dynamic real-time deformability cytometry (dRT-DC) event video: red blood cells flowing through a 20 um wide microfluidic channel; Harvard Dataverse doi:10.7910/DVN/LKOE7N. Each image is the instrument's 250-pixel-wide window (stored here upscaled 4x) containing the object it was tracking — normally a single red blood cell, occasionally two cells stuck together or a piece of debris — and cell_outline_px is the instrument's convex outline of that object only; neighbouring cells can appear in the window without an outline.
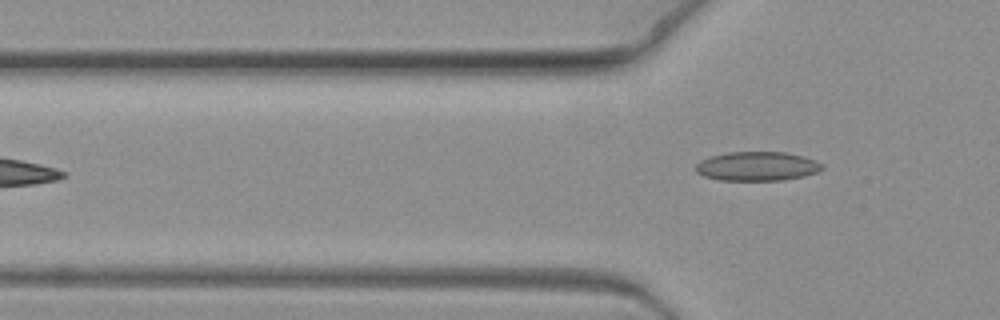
{"species": "common noctule bat (a hibernating species)", "species_latin": "Nyctalus noctula", "temperature_condition": "warm", "stored_images_in_passage": 8, "camera_frame_rate_fps": 3000, "um_per_image_px": 0.085, "animal": {"sex": "female", "body_mass_g": 19.3, "forearm_length_mm": 54.1}, "frame": {"image": 1, "passage_image": 8, "time_ms": 2.333, "image_size_px": [1000, 320], "cell_outline_px": [[824, 168], [816, 172], [804, 176], [784, 180], [720, 180], [704, 176], [696, 172], [696, 164], [700, 160], [712, 156], [728, 152], [784, 152], [804, 156], [816, 160], [824, 164]], "centroid_in_image_um": [64.38, 14.13], "position_along_channel_um": 61.4, "area_um2": 21.5}}